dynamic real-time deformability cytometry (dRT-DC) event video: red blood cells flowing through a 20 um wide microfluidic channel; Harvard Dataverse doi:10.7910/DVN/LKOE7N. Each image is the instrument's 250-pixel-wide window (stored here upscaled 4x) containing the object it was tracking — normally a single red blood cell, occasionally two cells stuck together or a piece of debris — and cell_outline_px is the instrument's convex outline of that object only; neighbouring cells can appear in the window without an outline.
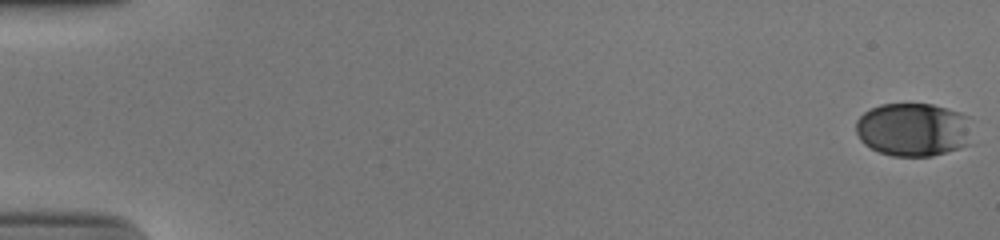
{"species": "human", "species_latin": "Homo sapiens", "temperature_condition": "cold", "stored_images_in_passage": 54, "camera_frame_rate_fps": 3000, "um_per_image_px": 0.085, "donor": {"sex": "male"}, "frame": {"image": 1, "passage_image": 1, "time_ms": 0.0, "image_size_px": [1000, 240], "cell_outline_px": [[972, 144], [960, 148], [932, 156], [892, 156], [880, 152], [864, 144], [860, 140], [856, 132], [856, 120], [864, 112], [880, 104], [932, 104], [960, 112], [968, 116]], "centroid_in_image_um": [77.65, 11.02], "position_along_channel_um": 7.4, "area_um2": 36.53}}
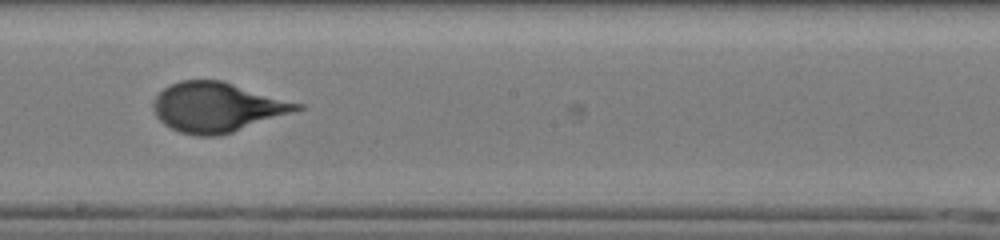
{"frame": {"image": 2, "passage_image": 32, "time_ms": 10.333, "image_size_px": [1000, 240], "cell_outline_px": [[304, 108], [220, 136], [196, 136], [180, 132], [164, 124], [156, 116], [152, 108], [152, 104], [156, 96], [164, 88], [180, 80], [220, 80], [304, 104]], "centroid_in_image_um": [18.43, 9.11], "position_along_channel_um": 229.8, "area_um2": 41.21}}
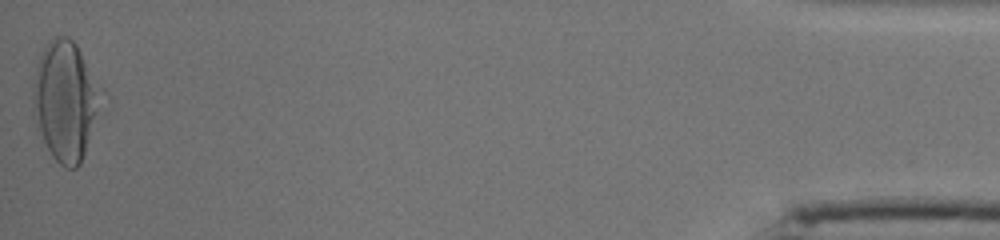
{"frame": {"image": 3, "passage_image": 54, "time_ms": 17.667, "image_size_px": [1000, 240], "cell_outline_px": [[96, 112], [84, 152], [80, 164], [76, 168], [64, 168], [52, 156], [36, 128], [32, 116], [32, 88], [36, 64], [48, 40], [56, 36], [68, 36], [76, 44], [80, 52], [96, 88]], "centroid_in_image_um": [5.4, 8.58], "position_along_channel_um": 429.8, "area_um2": 45.55}, "authors_computed_cell_mechanics": {"area_um2": 39.7375, "velocity_mm_per_s": 3.8942, "shape_relaxation_time_tau1_ms": 3.7521, "shape_relaxation_time_tau2_ms": null, "deformation_change_tau1": 0.182, "deformation_change_tau2": null}}